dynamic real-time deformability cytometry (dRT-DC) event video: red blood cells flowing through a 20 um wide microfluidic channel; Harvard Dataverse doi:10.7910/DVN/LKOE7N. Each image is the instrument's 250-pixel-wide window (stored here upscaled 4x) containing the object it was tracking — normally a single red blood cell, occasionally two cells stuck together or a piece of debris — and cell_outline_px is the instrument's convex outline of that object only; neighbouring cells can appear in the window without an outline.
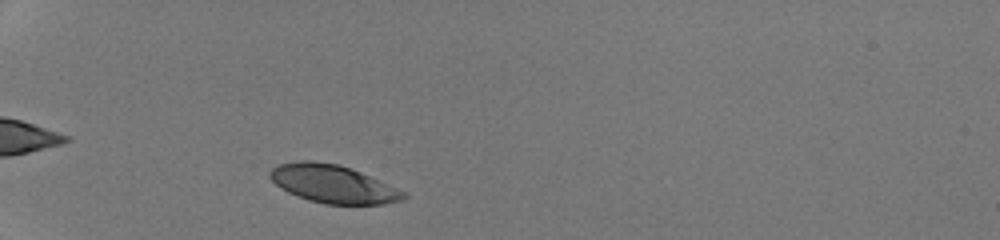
{"species": "human", "species_latin": "Homo sapiens", "temperature_condition": "room temperature", "stored_images_in_passage": 30, "camera_frame_rate_fps": 3000, "um_per_image_px": 0.085, "donor": {"sex": "male"}, "frame": {"image": 1, "passage_image": 2, "time_ms": 0.333, "image_size_px": [1000, 240], "cell_outline_px": [[408, 196], [404, 200], [384, 204], [324, 204], [308, 200], [288, 192], [280, 188], [268, 176], [268, 172], [272, 168], [280, 164], [300, 160], [312, 160], [336, 164], [360, 172], [408, 192]], "centroid_in_image_um": [28.32, 15.64], "position_along_channel_um": 56.7, "area_um2": 29.65}}
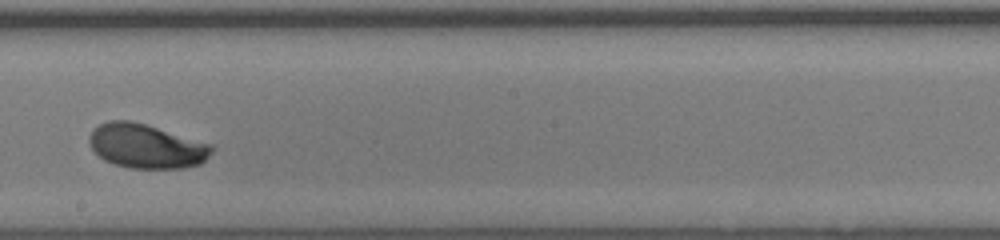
{"frame": {"image": 2, "passage_image": 17, "time_ms": 5.333, "image_size_px": [1000, 240], "cell_outline_px": [[216, 148], [200, 164], [184, 168], [128, 168], [104, 160], [92, 148], [88, 140], [88, 136], [92, 128], [108, 120], [128, 120], [144, 124], [216, 144]], "centroid_in_image_um": [12.47, 12.41], "position_along_channel_um": 235.7, "area_um2": 31.85}}
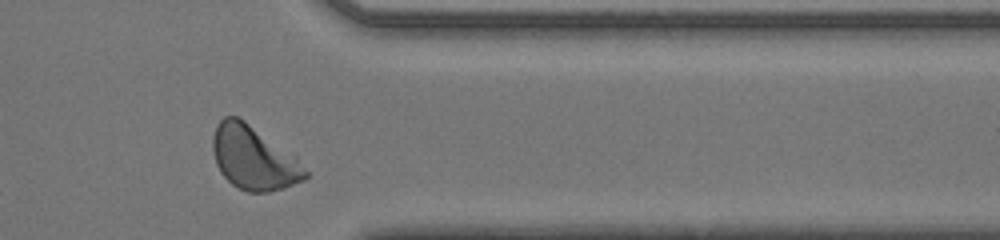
{"frame": {"image": 3, "passage_image": 28, "time_ms": 9.0, "image_size_px": [1000, 240], "cell_outline_px": [[308, 176], [304, 180], [284, 188], [268, 192], [248, 192], [232, 184], [220, 172], [216, 164], [212, 148], [212, 136], [216, 124], [224, 116], [236, 116], [244, 120], [296, 156], [308, 172]], "centroid_in_image_um": [21.55, 13.42], "position_along_channel_um": 389.8, "area_um2": 34.33}, "authors_computed_cell_mechanics": {"area_um2": 31.7322, "velocity_mm_per_s": 4.2482, "shape_relaxation_time_tau1_ms": 1.5483, "shape_relaxation_time_tau2_ms": null, "deformation_change_tau1": 0.1128, "deformation_change_tau2": null}}